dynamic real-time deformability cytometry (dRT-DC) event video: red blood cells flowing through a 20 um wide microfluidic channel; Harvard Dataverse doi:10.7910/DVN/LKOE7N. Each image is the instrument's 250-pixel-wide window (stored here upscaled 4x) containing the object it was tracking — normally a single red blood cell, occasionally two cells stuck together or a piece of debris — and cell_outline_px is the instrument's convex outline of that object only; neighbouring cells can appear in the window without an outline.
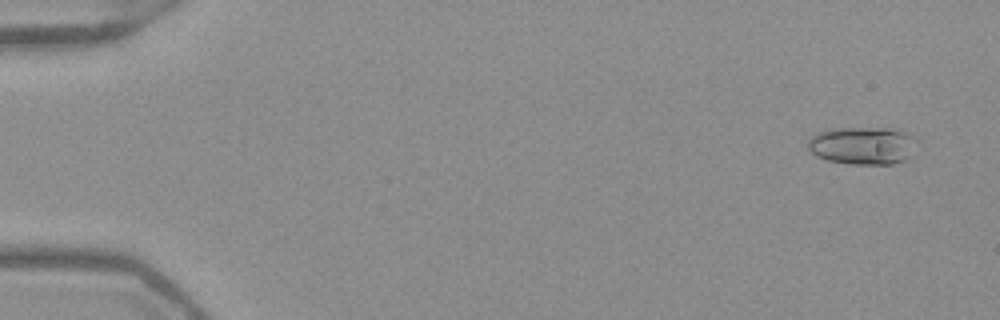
{"species": "Egyptian fruit bat (a non-hibernating species)", "species_latin": "Rousettus aegyptiacus", "temperature_condition": "warm", "stored_images_in_passage": 53, "camera_frame_rate_fps": 3000, "um_per_image_px": 0.085, "frame": {"image": 1, "passage_image": 4, "time_ms": 1.0, "image_size_px": [1000, 320], "cell_outline_px": [[916, 140], [912, 156], [904, 160], [892, 164], [852, 164], [828, 160], [816, 156], [808, 148], [808, 140], [812, 136], [820, 132], [832, 128], [892, 128], [916, 136]], "centroid_in_image_um": [73.36, 12.37], "position_along_channel_um": 11.6, "area_um2": 24.04}}
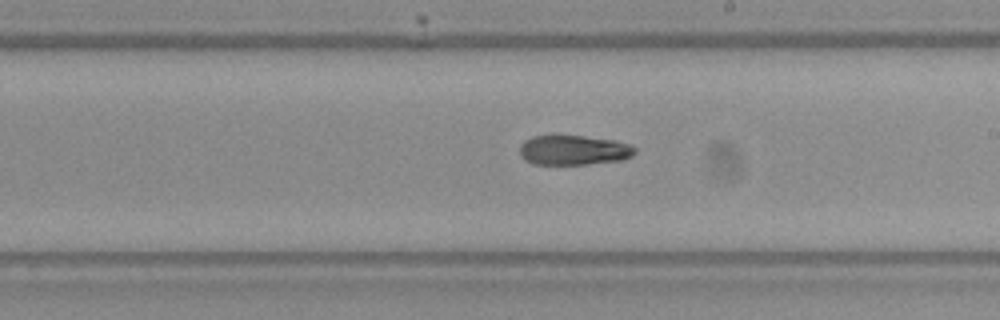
{"frame": {"image": 2, "passage_image": 32, "time_ms": 10.333, "image_size_px": [1000, 320], "cell_outline_px": [[636, 152], [632, 156], [624, 160], [588, 164], [532, 164], [524, 160], [520, 156], [520, 144], [524, 140], [532, 136], [552, 132], [616, 140], [632, 144], [636, 148]], "centroid_in_image_um": [48.73, 12.72], "position_along_channel_um": 240.3, "area_um2": 21.04}}
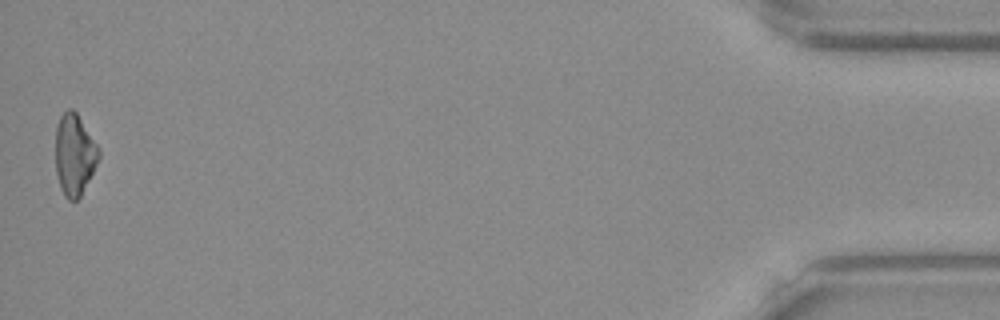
{"frame": {"image": 3, "passage_image": 53, "time_ms": 17.333, "image_size_px": [1000, 320], "cell_outline_px": [[100, 156], [80, 196], [76, 200], [68, 200], [64, 196], [60, 188], [56, 172], [56, 128], [60, 116], [68, 108], [72, 108], [76, 112], [100, 148]], "centroid_in_image_um": [6.32, 13.13], "position_along_channel_um": 428.9, "area_um2": 20.35}, "authors_computed_cell_mechanics": {"area_um2": 21.0392, "velocity_mm_per_s": 3.9568, "shape_relaxation_time_tau1_ms": 4.9634, "shape_relaxation_time_tau2_ms": 7.9365, "deformation_change_tau1": 0.1752, "deformation_change_tau2": 0.157}}